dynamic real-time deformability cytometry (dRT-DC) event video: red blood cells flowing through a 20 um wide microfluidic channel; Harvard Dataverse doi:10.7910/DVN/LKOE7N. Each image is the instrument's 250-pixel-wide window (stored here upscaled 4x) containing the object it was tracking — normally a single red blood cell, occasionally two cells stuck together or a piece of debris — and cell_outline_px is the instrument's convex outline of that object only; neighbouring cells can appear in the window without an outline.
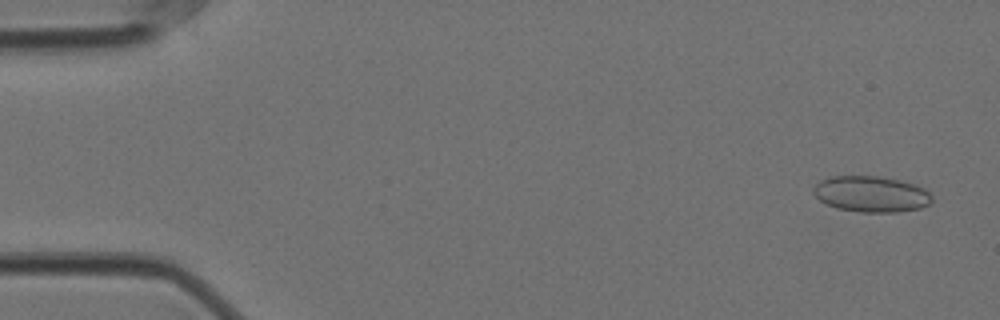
{"species": "Egyptian fruit bat (a non-hibernating species)", "species_latin": "Rousettus aegyptiacus", "temperature_condition": "cold", "stored_images_in_passage": 57, "camera_frame_rate_fps": 3000, "um_per_image_px": 0.085, "animal": {"sex": "female"}, "frame": {"image": 1, "passage_image": 3, "time_ms": 0.667, "image_size_px": [1000, 320], "cell_outline_px": [[932, 204], [920, 208], [896, 212], [860, 212], [836, 208], [820, 200], [812, 192], [812, 188], [820, 180], [832, 176], [880, 176], [900, 180], [924, 188], [932, 196]], "centroid_in_image_um": [74.05, 16.49], "position_along_channel_um": 11.0, "area_um2": 24.91}}
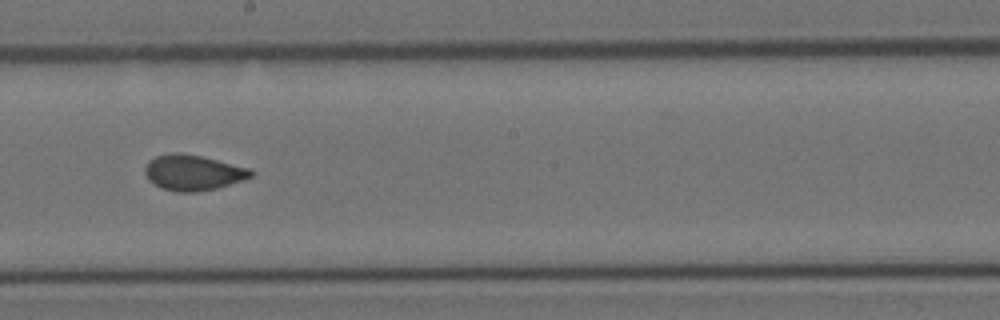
{"frame": {"image": 2, "passage_image": 32, "time_ms": 10.333, "image_size_px": [1000, 320], "cell_outline_px": [[256, 172], [252, 176], [244, 180], [216, 188], [196, 192], [176, 192], [160, 188], [148, 180], [144, 172], [144, 168], [148, 160], [156, 156], [172, 152], [180, 152], [200, 156], [248, 168]], "centroid_in_image_um": [16.37, 14.67], "position_along_channel_um": 231.8, "area_um2": 22.02}}
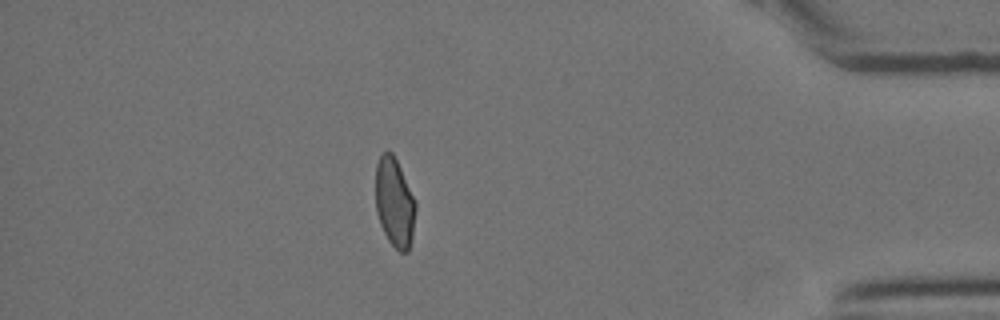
{"frame": {"image": 3, "passage_image": 50, "time_ms": 16.333, "image_size_px": [1000, 320], "cell_outline_px": [[416, 208], [412, 236], [408, 252], [400, 252], [388, 240], [380, 224], [376, 212], [376, 164], [380, 156], [384, 152], [392, 152], [416, 200]], "centroid_in_image_um": [33.54, 17.22], "position_along_channel_um": 401.7, "area_um2": 20.69}, "authors_computed_cell_mechanics": {"area_um2": 21.7328, "velocity_mm_per_s": 3.5362, "shape_relaxation_time_tau1_ms": null, "shape_relaxation_time_tau2_ms": 1.4582, "deformation_change_tau1": null, "deformation_change_tau2": 0.0496}}